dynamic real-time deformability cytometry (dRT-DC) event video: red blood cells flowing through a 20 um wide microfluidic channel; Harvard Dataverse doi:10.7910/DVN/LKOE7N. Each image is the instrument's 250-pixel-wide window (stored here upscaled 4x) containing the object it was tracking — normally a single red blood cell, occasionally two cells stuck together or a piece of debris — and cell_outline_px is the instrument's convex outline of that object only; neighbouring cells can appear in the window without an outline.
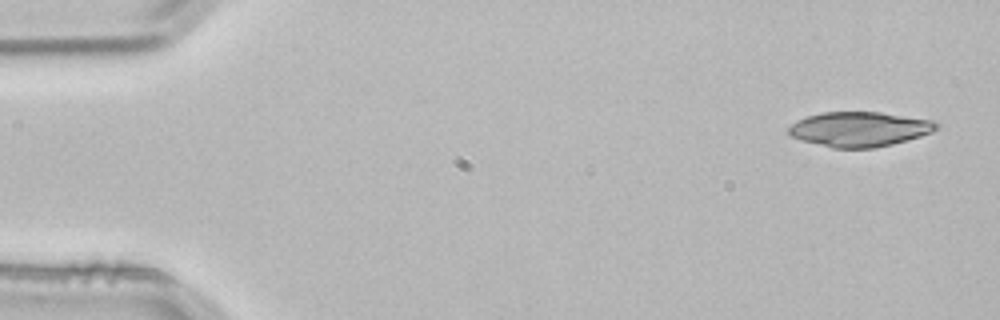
{"species": "common noctule bat (a hibernating species)", "species_latin": "Nyctalus noctula", "temperature_condition": "room temperature", "stored_images_in_passage": 4, "camera_frame_rate_fps": 3000, "um_per_image_px": 0.085, "animal": {"sex": "male", "body_mass_g": 21.5, "forearm_length_mm": 52.0}, "frame": {"image": 1, "passage_image": 1, "time_ms": 0.0, "image_size_px": [1000, 320], "cell_outline_px": [[940, 124], [932, 132], [920, 136], [892, 144], [872, 148], [832, 148], [800, 140], [792, 136], [788, 132], [788, 128], [796, 120], [820, 112], [880, 112], [932, 120]], "centroid_in_image_um": [73.03, 10.98], "position_along_channel_um": 12.0, "area_um2": 29.88}}